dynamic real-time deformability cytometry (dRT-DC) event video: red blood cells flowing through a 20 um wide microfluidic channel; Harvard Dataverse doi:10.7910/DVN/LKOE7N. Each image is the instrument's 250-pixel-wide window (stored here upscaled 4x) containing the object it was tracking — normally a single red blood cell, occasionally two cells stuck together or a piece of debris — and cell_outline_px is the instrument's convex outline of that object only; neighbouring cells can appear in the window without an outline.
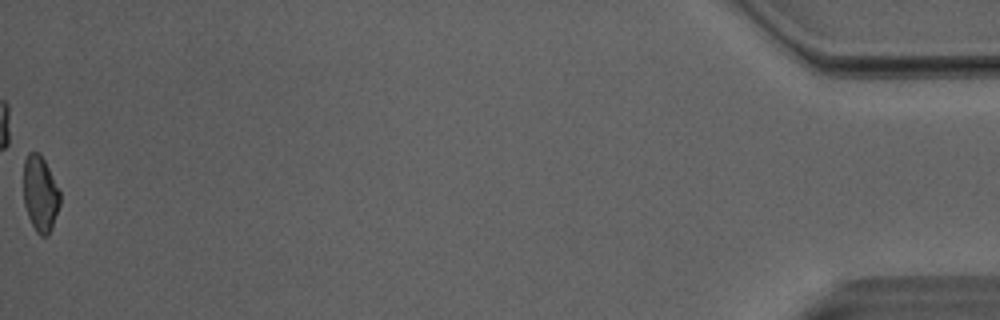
{"species": "Egyptian fruit bat (a non-hibernating species)", "species_latin": "Rousettus aegyptiacus", "temperature_condition": "room temperature", "stored_images_in_passage": 51, "camera_frame_rate_fps": 3000, "um_per_image_px": 0.085, "animal": {"sex": "male"}, "frame": {"image": 1, "passage_image": 51, "time_ms": 16.667, "image_size_px": [1000, 320], "cell_outline_px": [[60, 204], [52, 228], [48, 236], [40, 236], [36, 232], [28, 216], [24, 204], [24, 160], [28, 152], [40, 152], [60, 192]], "centroid_in_image_um": [3.42, 16.48], "position_along_channel_um": 431.8, "area_um2": 16.07}, "authors_computed_cell_mechanics": {"area_um2": 17.4556, "velocity_mm_per_s": 4.073, "shape_relaxation_time_tau1_ms": null, "shape_relaxation_time_tau2_ms": 2.113, "deformation_change_tau1": null, "deformation_change_tau2": 0.0902}}